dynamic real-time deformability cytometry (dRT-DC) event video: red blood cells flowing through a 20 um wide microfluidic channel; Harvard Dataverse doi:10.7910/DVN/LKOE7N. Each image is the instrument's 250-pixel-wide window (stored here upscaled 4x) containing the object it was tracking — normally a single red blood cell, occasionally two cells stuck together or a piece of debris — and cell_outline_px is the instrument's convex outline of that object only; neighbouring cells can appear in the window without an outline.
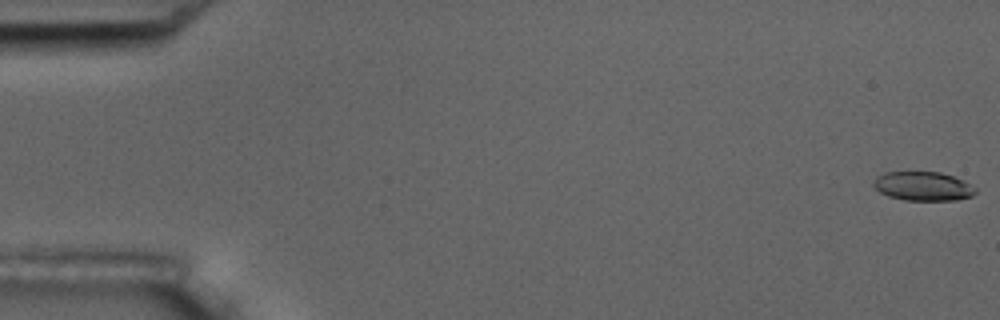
{"species": "common noctule bat (a hibernating species)", "species_latin": "Nyctalus noctula", "temperature_condition": "room temperature", "stored_images_in_passage": 2, "camera_frame_rate_fps": 3000, "um_per_image_px": 0.085, "animal": {"sex": "male", "body_mass_g": 17.5, "forearm_length_mm": 52.3}, "frame": {"image": 1, "passage_image": 1, "time_ms": 0.0, "image_size_px": [1000, 320], "cell_outline_px": [[976, 192], [972, 196], [956, 200], [904, 200], [888, 196], [880, 192], [872, 184], [872, 180], [876, 176], [884, 172], [940, 172], [964, 180], [976, 188]], "centroid_in_image_um": [78.44, 15.82], "position_along_channel_um": 6.6, "area_um2": 17.34}}